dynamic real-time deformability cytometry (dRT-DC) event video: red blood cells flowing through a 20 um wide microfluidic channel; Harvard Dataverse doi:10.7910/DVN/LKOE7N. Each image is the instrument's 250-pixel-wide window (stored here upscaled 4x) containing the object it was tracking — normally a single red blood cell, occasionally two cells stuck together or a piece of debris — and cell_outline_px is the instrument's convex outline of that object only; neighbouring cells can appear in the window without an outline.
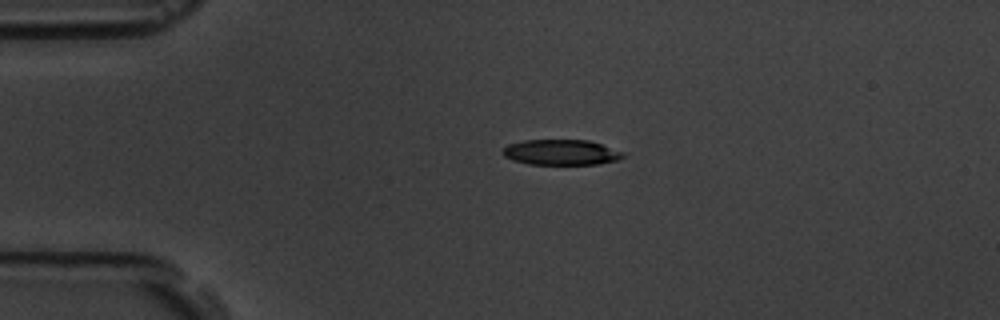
{"species": "common noctule bat (a hibernating species)", "species_latin": "Nyctalus noctula", "temperature_condition": "room temperature", "stored_images_in_passage": 2, "camera_frame_rate_fps": 3000, "um_per_image_px": 0.085, "animal": {"sex": "male", "body_mass_g": 19.5, "forearm_length_mm": 54.6}, "frame": {"image": 1, "passage_image": 1, "time_ms": 0.0, "image_size_px": [1000, 320], "cell_outline_px": [[624, 156], [620, 160], [600, 164], [528, 164], [512, 160], [504, 156], [500, 152], [508, 144], [524, 140], [588, 140], [624, 152]], "centroid_in_image_um": [47.68, 12.95], "position_along_channel_um": 37.3, "area_um2": 17.92}}